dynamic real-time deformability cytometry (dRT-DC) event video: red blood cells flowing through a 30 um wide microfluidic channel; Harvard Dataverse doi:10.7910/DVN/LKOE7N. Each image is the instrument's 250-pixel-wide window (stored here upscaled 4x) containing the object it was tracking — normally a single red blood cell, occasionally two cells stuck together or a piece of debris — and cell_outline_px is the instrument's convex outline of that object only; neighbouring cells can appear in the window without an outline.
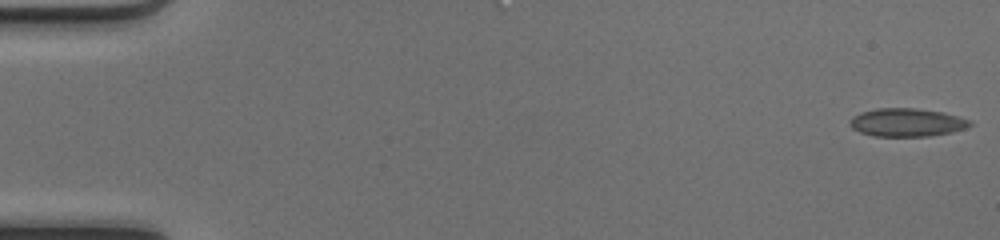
{"species": "common noctule bat (a hibernating species)", "species_latin": "Nyctalus noctula", "temperature_condition": "cold", "stored_images_in_passage": 49, "camera_frame_rate_fps": 3000, "um_per_image_px": 0.085, "animal": {"sex": "female", "body_mass_g": 17.0, "forearm_length_mm": 48.0}, "frame": {"image": 1, "passage_image": 1, "time_ms": 0.0, "image_size_px": [1000, 240], "cell_outline_px": [[972, 124], [964, 128], [952, 132], [928, 136], [876, 136], [860, 132], [852, 128], [852, 116], [860, 112], [876, 108], [912, 108], [944, 112], [972, 120]], "centroid_in_image_um": [77.11, 10.4], "position_along_channel_um": 7.9, "area_um2": 19.59}}
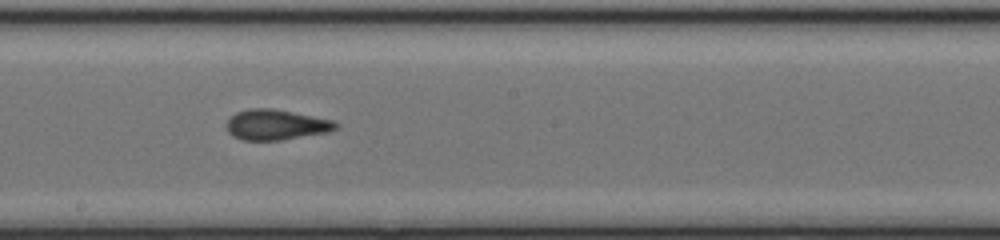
{"frame": {"image": 2, "passage_image": 28, "time_ms": 9.0, "image_size_px": [1000, 240], "cell_outline_px": [[340, 124], [336, 128], [328, 132], [280, 140], [244, 140], [232, 136], [228, 132], [228, 120], [236, 112], [248, 108], [272, 108], [336, 120]], "centroid_in_image_um": [23.5, 10.59], "position_along_channel_um": 224.7, "area_um2": 19.36}}
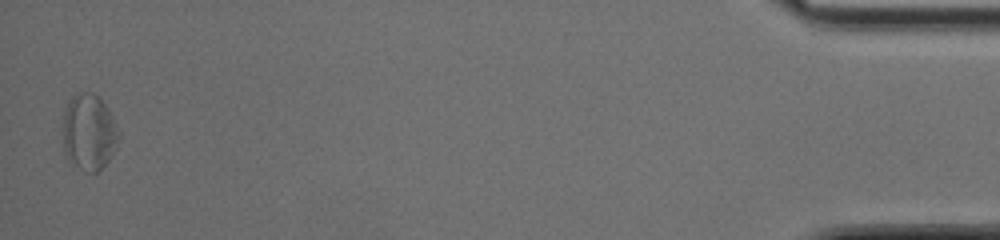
{"frame": {"image": 3, "passage_image": 49, "time_ms": 16.0, "image_size_px": [1000, 240], "cell_outline_px": [[120, 136], [108, 160], [96, 172], [84, 172], [68, 160], [64, 152], [64, 112], [72, 96], [76, 92], [92, 92], [100, 96], [108, 108], [112, 116]], "centroid_in_image_um": [7.55, 11.21], "position_along_channel_um": 427.6, "area_um2": 24.62}, "authors_computed_cell_mechanics": {"area_um2": 19.5364, "velocity_mm_per_s": 4.2013, "shape_relaxation_time_tau1_ms": 3.031, "shape_relaxation_time_tau2_ms": 1.698, "deformation_change_tau1": 0.1143, "deformation_change_tau2": 0.081}}